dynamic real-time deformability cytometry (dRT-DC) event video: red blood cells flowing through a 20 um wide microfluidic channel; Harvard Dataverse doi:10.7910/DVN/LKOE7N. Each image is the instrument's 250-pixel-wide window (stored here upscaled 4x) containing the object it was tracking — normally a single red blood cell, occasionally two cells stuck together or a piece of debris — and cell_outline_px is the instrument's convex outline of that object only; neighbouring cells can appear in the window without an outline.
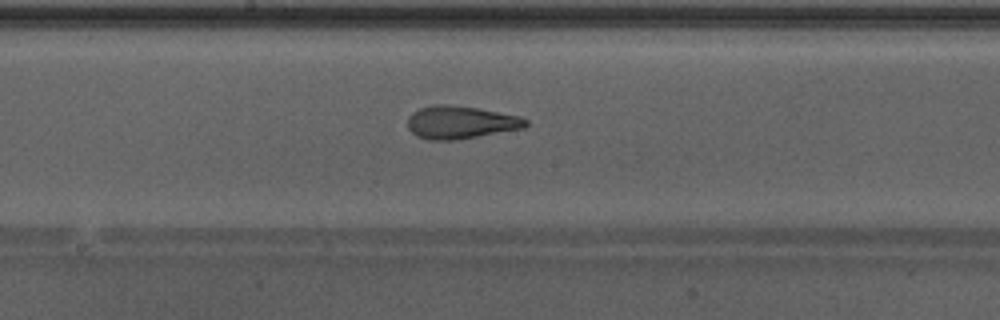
{"species": "Egyptian fruit bat (a non-hibernating species)", "species_latin": "Rousettus aegyptiacus", "temperature_condition": "warm", "stored_images_in_passage": 39, "camera_frame_rate_fps": 3000, "um_per_image_px": 0.085, "animal": {"sex": "male"}, "frame": {"image": 1, "passage_image": 17, "time_ms": 5.333, "image_size_px": [1000, 320], "cell_outline_px": [[528, 124], [524, 128], [456, 140], [428, 140], [416, 136], [408, 128], [408, 116], [412, 112], [420, 108], [432, 104], [452, 104], [480, 108], [520, 116], [528, 120]], "centroid_in_image_um": [39.14, 10.39], "position_along_channel_um": 209.1, "area_um2": 22.89}, "authors_computed_cell_mechanics": {"area_um2": 22.8888, "velocity_mm_per_s": 4.3116, "shape_relaxation_time_tau1_ms": 5.3381, "shape_relaxation_time_tau2_ms": 1.7066, "deformation_change_tau1": 0.1932, "deformation_change_tau2": 0.0907}}